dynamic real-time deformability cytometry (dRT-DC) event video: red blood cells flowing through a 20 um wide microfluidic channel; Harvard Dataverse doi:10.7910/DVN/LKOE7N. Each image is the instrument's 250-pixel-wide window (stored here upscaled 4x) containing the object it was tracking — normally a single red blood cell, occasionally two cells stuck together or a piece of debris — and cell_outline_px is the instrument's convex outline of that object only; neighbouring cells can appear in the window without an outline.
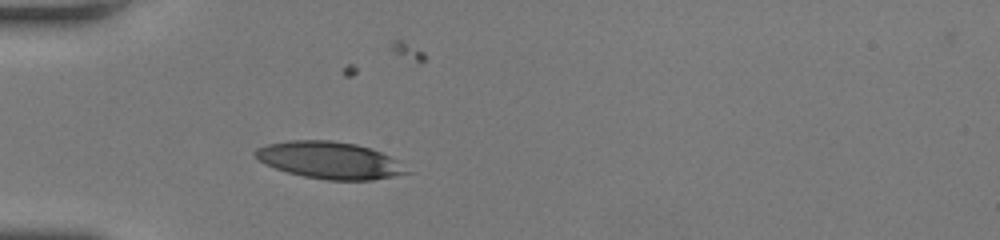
{"species": "human", "species_latin": "Homo sapiens", "temperature_condition": "room temperature", "stored_images_in_passage": 29, "camera_frame_rate_fps": 3000, "um_per_image_px": 0.085, "donor": {"sex": "female"}, "frame": {"image": 1, "passage_image": 1, "time_ms": 0.0, "image_size_px": [1000, 240], "cell_outline_px": [[412, 172], [372, 180], [328, 180], [304, 176], [288, 172], [264, 164], [252, 152], [256, 148], [268, 144], [288, 140], [332, 140], [356, 144], [380, 152], [396, 160]], "centroid_in_image_um": [27.99, 13.61], "position_along_channel_um": 57.0, "area_um2": 32.37}}
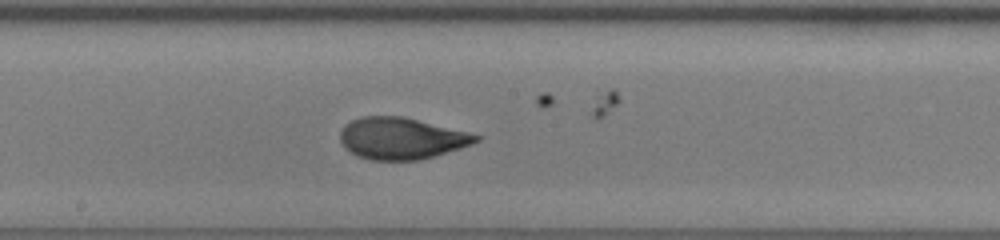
{"frame": {"image": 2, "passage_image": 13, "time_ms": 4.0, "image_size_px": [1000, 240], "cell_outline_px": [[480, 140], [472, 144], [460, 148], [420, 160], [368, 160], [356, 156], [344, 148], [340, 140], [340, 132], [344, 124], [360, 116], [400, 116], [480, 136]], "centroid_in_image_um": [34.02, 11.78], "position_along_channel_um": 214.2, "area_um2": 32.6}}
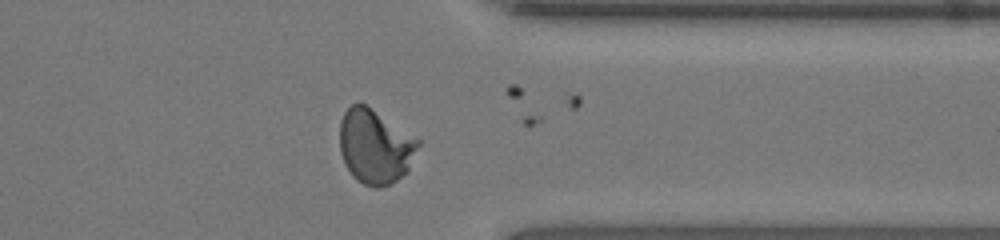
{"frame": {"image": 3, "passage_image": 25, "time_ms": 8.0, "image_size_px": [1000, 240], "cell_outline_px": [[420, 144], [408, 172], [396, 180], [388, 184], [376, 188], [372, 188], [356, 180], [352, 176], [344, 164], [340, 152], [340, 120], [344, 112], [352, 104], [364, 104], [420, 140]], "centroid_in_image_um": [31.87, 12.48], "position_along_channel_um": 379.5, "area_um2": 33.87}, "authors_computed_cell_mechanics": {"area_um2": 32.946, "velocity_mm_per_s": 4.2161, "shape_relaxation_time_tau1_ms": 5.2961, "shape_relaxation_time_tau2_ms": null, "deformation_change_tau1": 0.2107, "deformation_change_tau2": null}}